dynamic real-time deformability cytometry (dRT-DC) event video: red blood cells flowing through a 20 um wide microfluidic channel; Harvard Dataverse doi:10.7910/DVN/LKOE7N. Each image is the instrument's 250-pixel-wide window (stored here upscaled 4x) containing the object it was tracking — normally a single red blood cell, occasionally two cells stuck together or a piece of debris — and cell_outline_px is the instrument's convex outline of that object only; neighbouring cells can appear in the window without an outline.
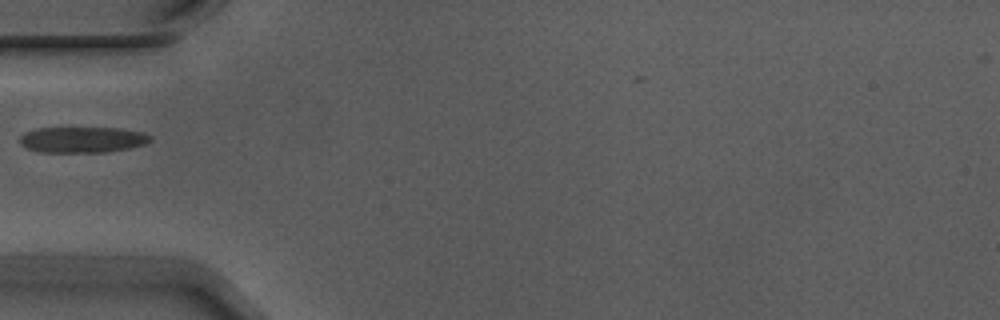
{"species": "Egyptian fruit bat (a non-hibernating species)", "species_latin": "Rousettus aegyptiacus", "temperature_condition": "warm", "stored_images_in_passage": 1, "camera_frame_rate_fps": 3000, "um_per_image_px": 0.085, "animal": {"sex": "male"}, "frame": {"image": 1, "passage_image": 1, "time_ms": 0.0, "image_size_px": [1000, 320], "cell_outline_px": [[152, 140], [144, 144], [128, 148], [104, 152], [40, 152], [28, 148], [20, 144], [20, 136], [24, 132], [36, 128], [120, 128], [144, 132], [152, 136]], "centroid_in_image_um": [7.01, 11.86], "position_along_channel_um": 78.0, "area_um2": 19.71}}